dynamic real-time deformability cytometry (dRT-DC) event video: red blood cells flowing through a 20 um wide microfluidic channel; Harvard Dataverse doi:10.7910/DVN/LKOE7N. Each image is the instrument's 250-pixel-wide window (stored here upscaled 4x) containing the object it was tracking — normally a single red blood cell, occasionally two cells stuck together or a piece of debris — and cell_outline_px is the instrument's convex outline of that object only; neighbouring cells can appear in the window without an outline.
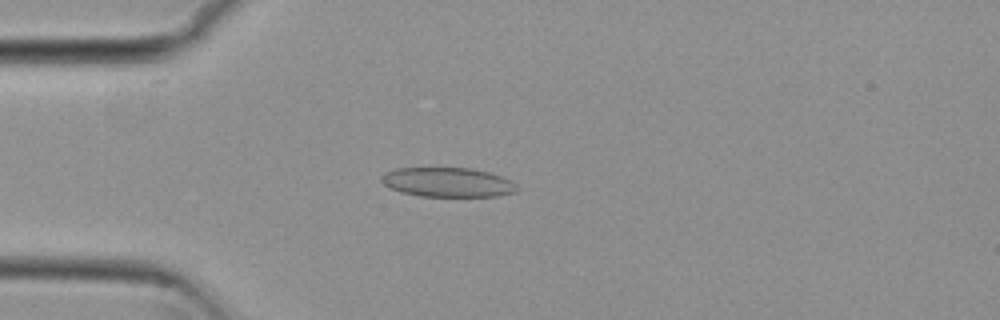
{"species": "common noctule bat (a hibernating species)", "species_latin": "Nyctalus noctula", "temperature_condition": "cold", "stored_images_in_passage": 52, "camera_frame_rate_fps": 3000, "um_per_image_px": 0.085, "animal": {"sex": "female", "body_mass_g": 29.2, "forearm_length_mm": 56.3}, "frame": {"image": 1, "passage_image": 13, "time_ms": 4.0, "image_size_px": [1000, 320], "cell_outline_px": [[520, 188], [516, 192], [496, 196], [420, 196], [400, 192], [384, 184], [380, 180], [380, 176], [384, 172], [396, 168], [472, 168], [488, 172], [512, 180]], "centroid_in_image_um": [38.06, 15.49], "position_along_channel_um": 46.9, "area_um2": 23.35}}
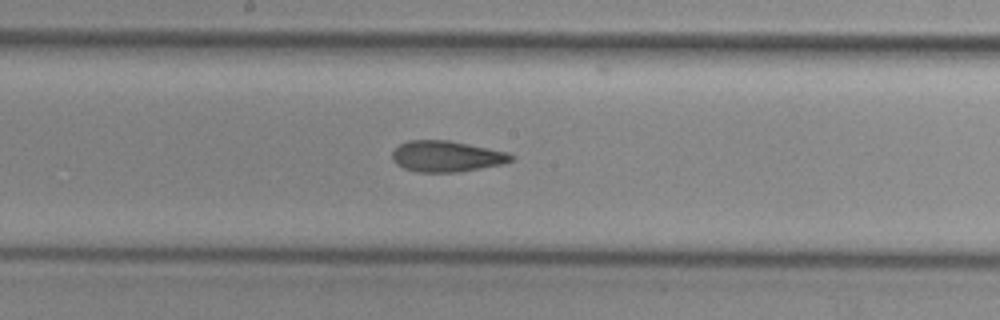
{"frame": {"image": 2, "passage_image": 27, "time_ms": 8.667, "image_size_px": [1000, 320], "cell_outline_px": [[516, 156], [512, 160], [504, 164], [460, 172], [416, 172], [404, 168], [396, 164], [392, 160], [392, 152], [400, 144], [408, 140], [448, 140], [508, 152]], "centroid_in_image_um": [37.97, 13.29], "position_along_channel_um": 210.2, "area_um2": 21.62}}
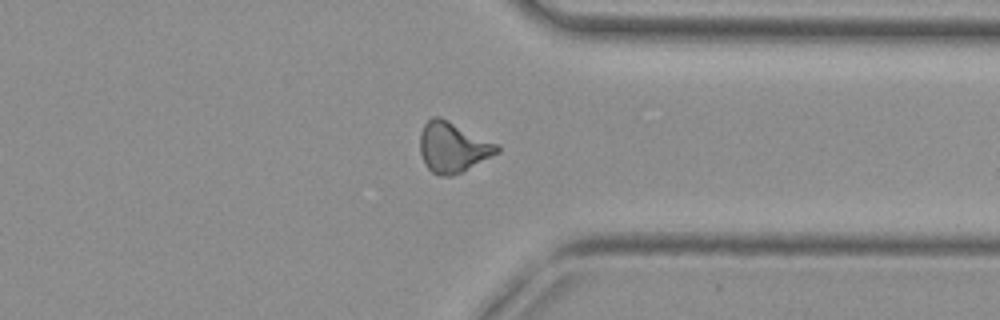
{"frame": {"image": 3, "passage_image": 40, "time_ms": 13.0, "image_size_px": [1000, 320], "cell_outline_px": [[500, 152], [452, 176], [440, 176], [432, 172], [424, 164], [420, 152], [420, 132], [424, 124], [432, 116], [440, 116], [500, 144]], "centroid_in_image_um": [38.49, 12.49], "position_along_channel_um": 372.9, "area_um2": 22.77}, "authors_computed_cell_mechanics": {"area_um2": 21.8773, "velocity_mm_per_s": 3.8246, "shape_relaxation_time_tau1_ms": null, "shape_relaxation_time_tau2_ms": 3.584, "deformation_change_tau1": null, "deformation_change_tau2": 0.1041}}